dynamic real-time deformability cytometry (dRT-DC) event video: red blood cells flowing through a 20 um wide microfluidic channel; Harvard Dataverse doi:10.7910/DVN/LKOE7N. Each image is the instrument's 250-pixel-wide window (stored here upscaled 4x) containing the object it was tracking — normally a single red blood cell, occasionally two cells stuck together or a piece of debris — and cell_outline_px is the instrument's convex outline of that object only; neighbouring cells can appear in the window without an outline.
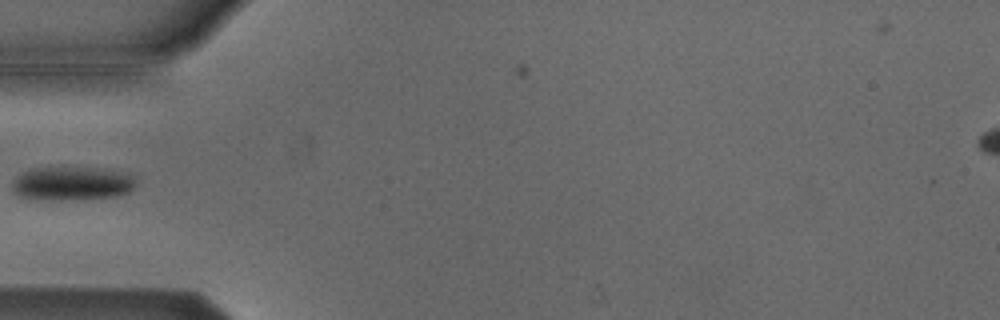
{"species": "Egyptian fruit bat (a non-hibernating species)", "species_latin": "Rousettus aegyptiacus", "temperature_condition": "cold", "stored_images_in_passage": 4, "camera_frame_rate_fps": 3000, "um_per_image_px": 0.085, "animal": {"sex": "male"}, "frame": {"image": 1, "passage_image": 4, "time_ms": 1.0, "image_size_px": [1000, 320], "cell_outline_px": [[136, 188], [128, 192], [116, 196], [56, 200], [32, 200], [20, 196], [12, 188], [12, 180], [16, 176], [32, 168], [104, 168], [128, 172], [136, 176]], "centroid_in_image_um": [6.16, 15.59], "position_along_channel_um": 78.8, "area_um2": 24.62}}